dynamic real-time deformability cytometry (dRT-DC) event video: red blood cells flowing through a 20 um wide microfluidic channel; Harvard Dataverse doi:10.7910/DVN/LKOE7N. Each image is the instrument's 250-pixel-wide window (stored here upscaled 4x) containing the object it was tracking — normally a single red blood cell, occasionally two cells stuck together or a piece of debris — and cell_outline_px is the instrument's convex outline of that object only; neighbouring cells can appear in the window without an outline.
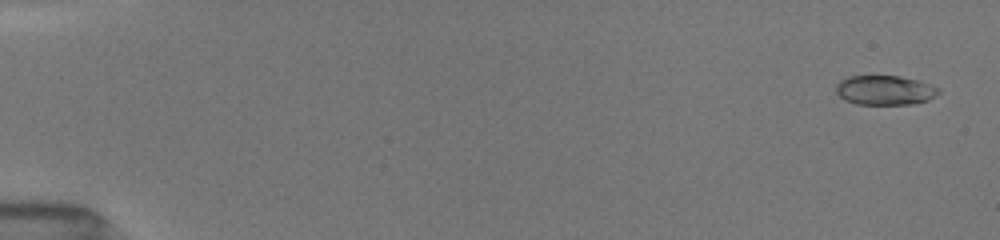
{"species": "common noctule bat (a hibernating species)", "species_latin": "Nyctalus noctula", "temperature_condition": "room temperature", "stored_images_in_passage": 22, "camera_frame_rate_fps": 3000, "um_per_image_px": 0.085, "animal": {"sex": "female", "body_mass_g": 19.5, "forearm_length_mm": 54.1}, "frame": {"image": 1, "passage_image": 1, "time_ms": 0.0, "image_size_px": [1000, 240], "cell_outline_px": [[940, 92], [936, 96], [928, 100], [912, 104], [856, 104], [844, 100], [836, 92], [836, 84], [840, 80], [848, 76], [900, 76], [916, 80], [940, 88]], "centroid_in_image_um": [75.2, 7.67], "position_along_channel_um": 9.8, "area_um2": 17.63}}
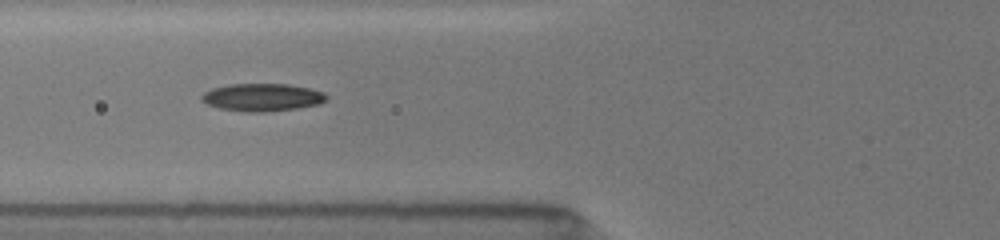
{"frame": {"image": 2, "passage_image": 12, "time_ms": 6.333, "image_size_px": [1000, 240], "cell_outline_px": [[328, 100], [320, 104], [296, 108], [264, 112], [248, 112], [220, 108], [208, 104], [200, 100], [200, 96], [204, 92], [212, 88], [228, 84], [288, 84], [308, 88], [324, 92], [328, 96]], "centroid_in_image_um": [22.3, 8.27], "position_along_channel_um": 103.5, "area_um2": 20.17}}
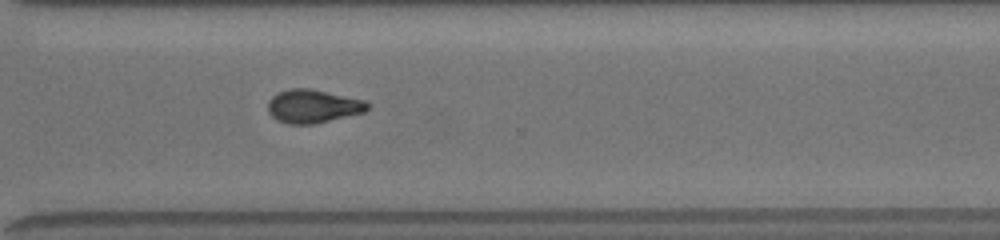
{"frame": {"image": 3, "passage_image": 22, "time_ms": 12.333, "image_size_px": [1000, 240], "cell_outline_px": [[372, 104], [364, 112], [312, 124], [288, 124], [276, 120], [268, 112], [268, 100], [276, 92], [292, 88], [308, 88], [364, 100]], "centroid_in_image_um": [26.56, 9.02], "position_along_channel_um": 344.0, "area_um2": 19.31}}